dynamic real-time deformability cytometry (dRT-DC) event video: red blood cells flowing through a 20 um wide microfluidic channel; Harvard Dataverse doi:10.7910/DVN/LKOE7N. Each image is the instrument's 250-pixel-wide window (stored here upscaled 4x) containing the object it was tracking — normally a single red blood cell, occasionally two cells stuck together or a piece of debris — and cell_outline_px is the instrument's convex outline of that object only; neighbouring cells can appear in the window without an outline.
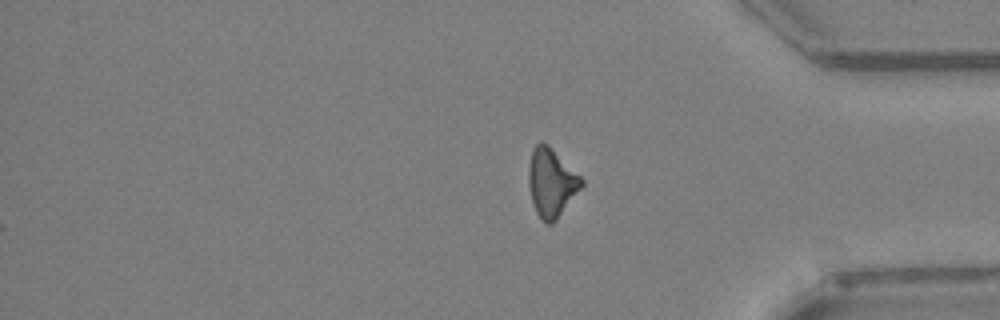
{"species": "Egyptian fruit bat (a non-hibernating species)", "species_latin": "Rousettus aegyptiacus", "temperature_condition": "warm", "stored_images_in_passage": 39, "camera_frame_rate_fps": 3000, "um_per_image_px": 0.085, "animal": {"sex": "female"}, "frame": {"image": 1, "passage_image": 39, "time_ms": 12.667, "image_size_px": [1000, 320], "cell_outline_px": [[584, 184], [556, 220], [552, 224], [544, 224], [536, 212], [532, 204], [528, 184], [528, 168], [532, 148], [540, 140], [548, 144], [584, 180]], "centroid_in_image_um": [46.84, 15.52], "position_along_channel_um": 388.4, "area_um2": 21.21}}